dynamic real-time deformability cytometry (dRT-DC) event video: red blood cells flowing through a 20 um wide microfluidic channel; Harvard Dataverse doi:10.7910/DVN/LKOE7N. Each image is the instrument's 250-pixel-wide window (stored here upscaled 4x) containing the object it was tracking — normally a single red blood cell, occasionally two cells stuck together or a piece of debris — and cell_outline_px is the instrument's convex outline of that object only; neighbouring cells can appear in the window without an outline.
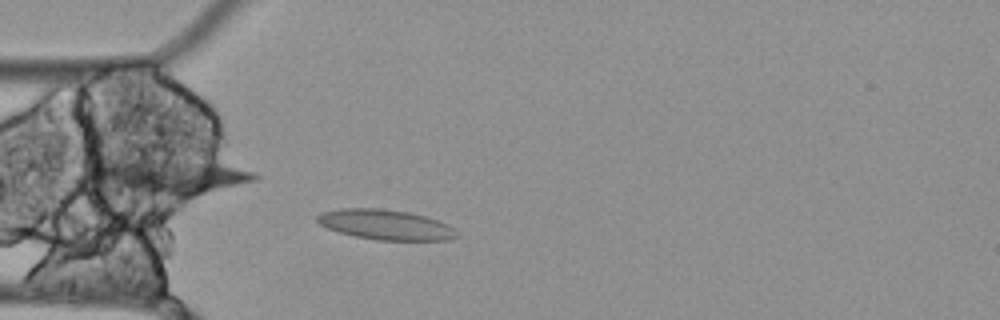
{"species": "Egyptian fruit bat (a non-hibernating species)", "species_latin": "Rousettus aegyptiacus", "temperature_condition": "cold", "stored_images_in_passage": 51, "segment_of_instrument_passage": [1, 2], "camera_frame_rate_fps": 3000, "um_per_image_px": 0.085, "animal": {"sex": "female"}, "frame": {"image": 1, "passage_image": 10, "time_ms": 3.0, "image_size_px": [1000, 320], "cell_outline_px": [[460, 232], [456, 236], [448, 240], [376, 240], [356, 236], [340, 232], [328, 228], [320, 224], [316, 220], [316, 216], [320, 212], [340, 208], [380, 208], [408, 212], [424, 216], [448, 224]], "centroid_in_image_um": [32.77, 19.09], "position_along_channel_um": 52.2, "area_um2": 24.45}}